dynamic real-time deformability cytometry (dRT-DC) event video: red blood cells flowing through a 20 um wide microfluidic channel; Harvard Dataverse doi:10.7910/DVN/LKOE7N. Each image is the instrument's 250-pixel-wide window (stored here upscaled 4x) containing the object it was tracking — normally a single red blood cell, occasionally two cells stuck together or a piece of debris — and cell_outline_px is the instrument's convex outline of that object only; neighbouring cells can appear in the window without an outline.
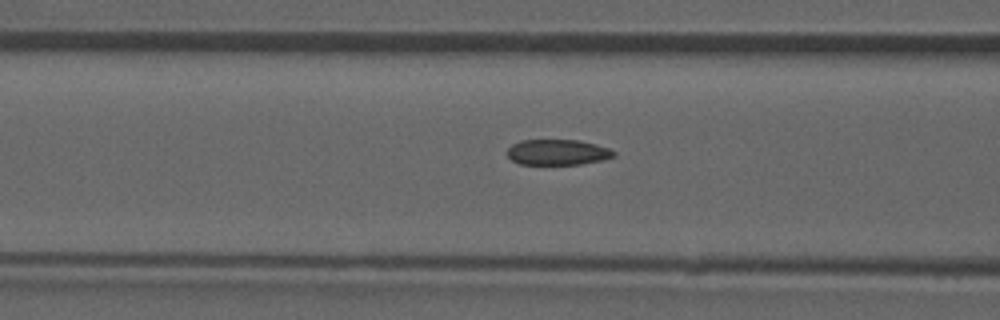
{"species": "common noctule bat (a hibernating species)", "species_latin": "Nyctalus noctula", "temperature_condition": "room temperature", "stored_images_in_passage": 38, "camera_frame_rate_fps": 3000, "um_per_image_px": 0.085, "animal": {"sex": "male", "forearm_length_mm": 52.5}, "frame": {"image": 1, "passage_image": 9, "time_ms": 2.667, "image_size_px": [1000, 320], "cell_outline_px": [[616, 156], [600, 160], [580, 164], [520, 164], [512, 160], [508, 156], [508, 148], [512, 144], [520, 140], [580, 140], [596, 144], [608, 148], [616, 152]], "centroid_in_image_um": [47.4, 12.93], "position_along_channel_um": 119.2, "area_um2": 15.84}, "authors_computed_cell_mechanics": {"area_um2": 16.7042, "velocity_mm_per_s": 3.94, "shape_relaxation_time_tau1_ms": null, "shape_relaxation_time_tau2_ms": 2.8162, "deformation_change_tau1": null, "deformation_change_tau2": 0.0747}}